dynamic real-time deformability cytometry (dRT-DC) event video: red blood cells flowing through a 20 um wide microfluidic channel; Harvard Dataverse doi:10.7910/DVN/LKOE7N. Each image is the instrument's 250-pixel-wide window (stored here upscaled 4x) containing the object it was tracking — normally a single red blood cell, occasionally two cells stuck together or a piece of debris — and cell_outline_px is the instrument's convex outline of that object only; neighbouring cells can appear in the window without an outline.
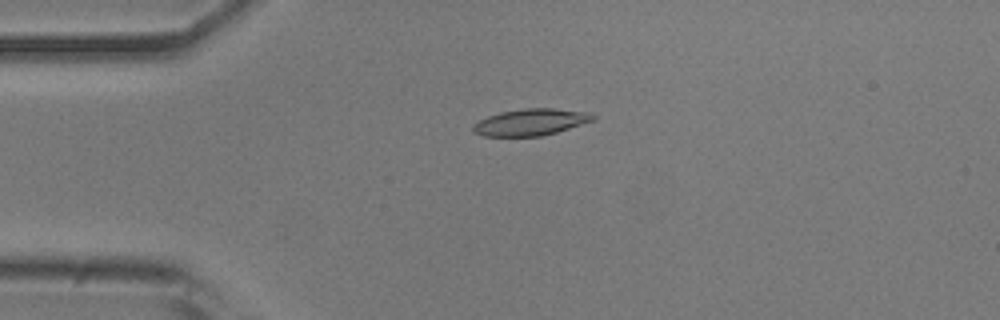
{"species": "common noctule bat (a hibernating species)", "species_latin": "Nyctalus noctula", "temperature_condition": "room temperature", "stored_images_in_passage": 47, "camera_frame_rate_fps": 3000, "um_per_image_px": 0.085, "animal": {"sex": "male", "body_mass_g": 20.5, "forearm_length_mm": 52.5}, "frame": {"image": 1, "passage_image": 7, "time_ms": 2.0, "image_size_px": [1000, 320], "cell_outline_px": [[596, 120], [556, 132], [540, 136], [484, 136], [472, 132], [472, 124], [488, 116], [500, 112], [524, 108], [552, 108], [588, 112], [596, 116]], "centroid_in_image_um": [45.11, 10.38], "position_along_channel_um": 39.9, "area_um2": 18.67}}
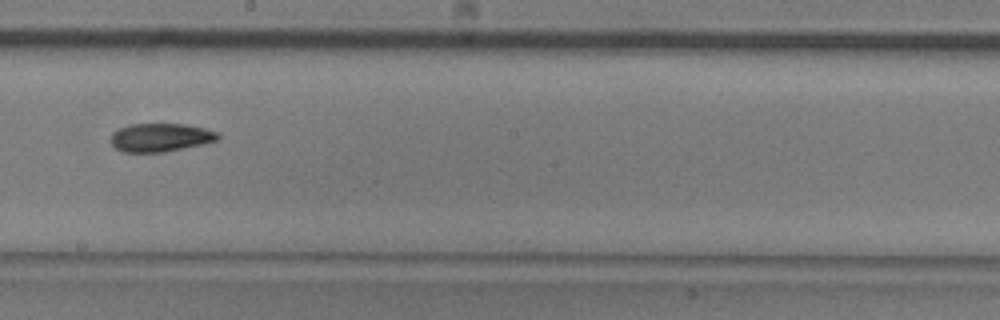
{"frame": {"image": 2, "passage_image": 24, "time_ms": 7.667, "image_size_px": [1000, 320], "cell_outline_px": [[220, 136], [216, 140], [204, 144], [164, 152], [124, 152], [116, 148], [112, 144], [112, 132], [120, 128], [132, 124], [184, 124], [204, 128], [216, 132]], "centroid_in_image_um": [13.64, 11.69], "position_along_channel_um": 234.6, "area_um2": 17.51}}
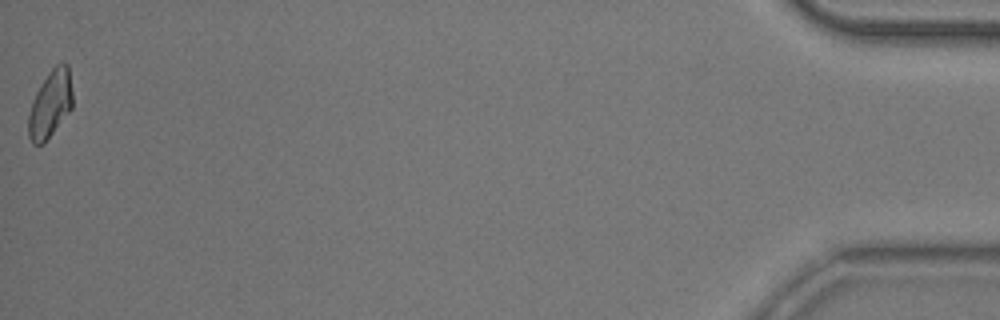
{"frame": {"image": 3, "passage_image": 47, "time_ms": 15.333, "image_size_px": [1000, 320], "cell_outline_px": [[72, 108], [44, 144], [32, 144], [28, 136], [28, 116], [36, 92], [52, 68], [56, 64], [68, 64], [72, 92]], "centroid_in_image_um": [4.28, 8.89], "position_along_channel_um": 430.9, "area_um2": 17.05}, "authors_computed_cell_mechanics": {"area_um2": 17.6868, "velocity_mm_per_s": 3.8514, "shape_relaxation_time_tau1_ms": 6.4424, "shape_relaxation_time_tau2_ms": 3.1757, "deformation_change_tau1": 0.1705, "deformation_change_tau2": 0.0821}}